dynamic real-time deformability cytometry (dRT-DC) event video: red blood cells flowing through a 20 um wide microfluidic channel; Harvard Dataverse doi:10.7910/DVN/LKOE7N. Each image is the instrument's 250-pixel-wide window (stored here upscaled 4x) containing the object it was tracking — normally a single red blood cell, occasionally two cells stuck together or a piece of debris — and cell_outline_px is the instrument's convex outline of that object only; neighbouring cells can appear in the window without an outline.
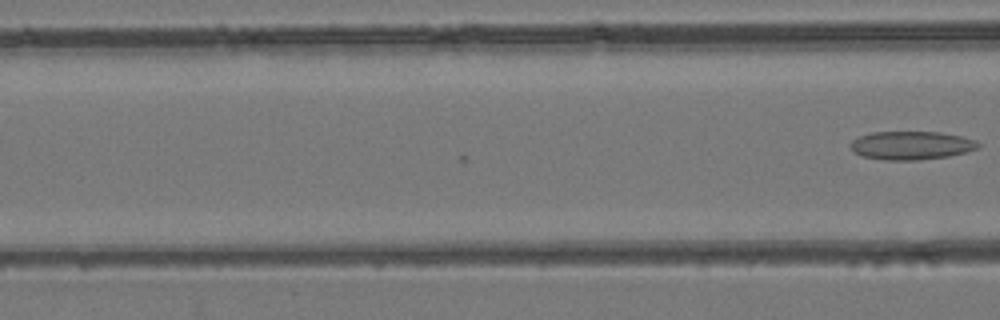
{"species": "common noctule bat (a hibernating species)", "species_latin": "Nyctalus noctula", "temperature_condition": "room temperature", "stored_images_in_passage": 3, "camera_frame_rate_fps": 3000, "um_per_image_px": 0.085, "animal": {"sex": "female", "body_mass_g": 24.6, "forearm_length_mm": 56.2}, "frame": {"image": 1, "passage_image": 3, "time_ms": 0.667, "image_size_px": [1000, 320], "cell_outline_px": [[980, 148], [948, 156], [916, 160], [884, 160], [864, 156], [856, 152], [852, 148], [852, 140], [860, 136], [872, 132], [940, 132], [960, 136], [976, 140], [980, 144]], "centroid_in_image_um": [77.5, 12.35], "position_along_channel_um": 89.1, "area_um2": 20.87}}